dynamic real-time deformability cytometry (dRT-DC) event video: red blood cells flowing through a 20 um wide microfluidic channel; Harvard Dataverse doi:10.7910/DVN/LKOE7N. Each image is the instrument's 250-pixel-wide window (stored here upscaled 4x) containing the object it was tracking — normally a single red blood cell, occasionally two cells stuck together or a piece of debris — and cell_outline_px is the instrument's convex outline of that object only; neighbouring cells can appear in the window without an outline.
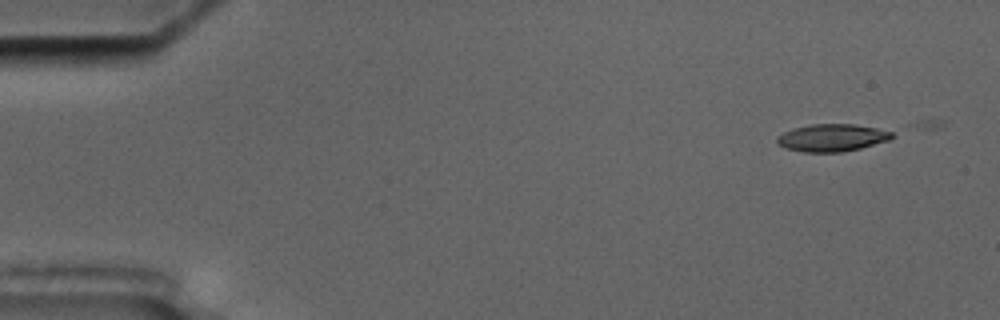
{"species": "common noctule bat (a hibernating species)", "species_latin": "Nyctalus noctula", "temperature_condition": "cold", "stored_images_in_passage": 4, "camera_frame_rate_fps": 3000, "um_per_image_px": 0.085, "animal": {"sex": "male", "body_mass_g": 17.5, "forearm_length_mm": 52.3}, "frame": {"image": 1, "passage_image": 1, "time_ms": 0.0, "image_size_px": [1000, 320], "cell_outline_px": [[896, 136], [888, 140], [860, 148], [840, 152], [804, 152], [788, 148], [780, 144], [776, 140], [776, 136], [792, 128], [812, 124], [852, 124], [876, 128], [892, 132]], "centroid_in_image_um": [70.72, 11.7], "position_along_channel_um": 14.3, "area_um2": 18.15}}